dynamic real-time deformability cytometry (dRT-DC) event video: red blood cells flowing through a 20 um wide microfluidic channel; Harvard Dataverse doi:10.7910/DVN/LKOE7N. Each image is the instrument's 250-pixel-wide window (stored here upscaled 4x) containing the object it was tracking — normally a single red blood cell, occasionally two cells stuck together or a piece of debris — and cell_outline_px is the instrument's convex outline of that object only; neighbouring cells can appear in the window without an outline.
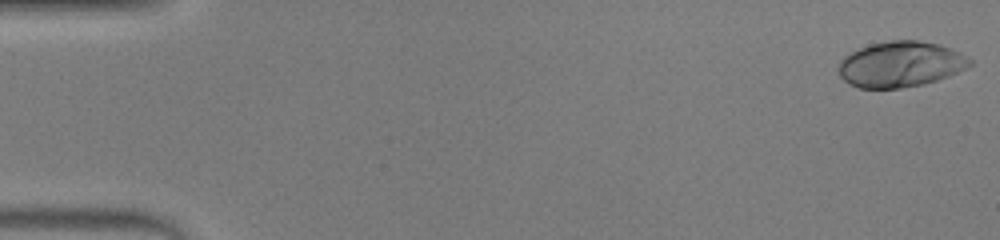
{"species": "human", "species_latin": "Homo sapiens", "temperature_condition": "warm", "stored_images_in_passage": 48, "camera_frame_rate_fps": 3000, "um_per_image_px": 0.085, "donor": {"sex": "male"}, "frame": {"image": 1, "passage_image": 1, "time_ms": 0.0, "image_size_px": [1000, 240], "cell_outline_px": [[972, 64], [948, 76], [924, 84], [900, 88], [860, 88], [848, 84], [840, 76], [836, 68], [840, 60], [848, 52], [872, 44], [892, 40], [916, 40], [940, 44], [960, 52], [972, 60]], "centroid_in_image_um": [76.5, 5.46], "position_along_channel_um": 8.5, "area_um2": 35.03}}
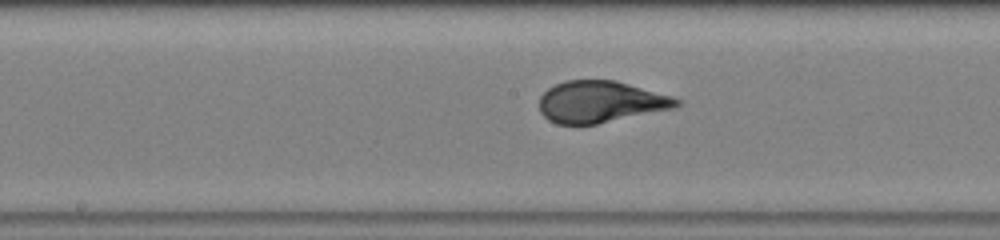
{"frame": {"image": 2, "passage_image": 25, "time_ms": 8.0, "image_size_px": [1000, 240], "cell_outline_px": [[680, 104], [676, 108], [596, 124], [556, 124], [548, 120], [540, 112], [540, 96], [548, 88], [564, 80], [616, 80], [672, 96], [680, 100]], "centroid_in_image_um": [51.04, 8.65], "position_along_channel_um": 197.2, "area_um2": 33.35}}
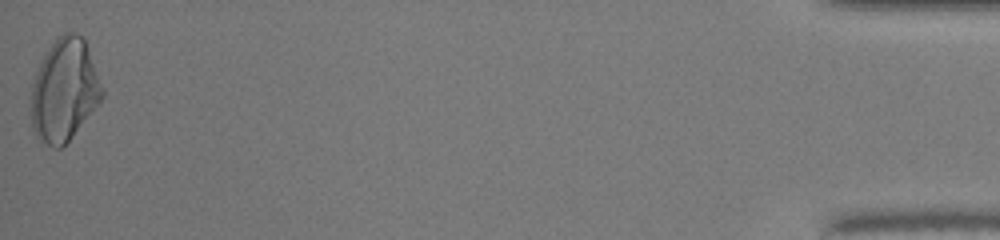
{"frame": {"image": 3, "passage_image": 48, "time_ms": 15.667, "image_size_px": [1000, 240], "cell_outline_px": [[104, 96], [72, 136], [60, 148], [52, 148], [36, 136], [32, 128], [28, 104], [32, 84], [40, 60], [56, 36], [64, 32], [76, 32], [84, 36], [104, 92]], "centroid_in_image_um": [5.42, 7.63], "position_along_channel_um": 429.8, "area_um2": 42.89}, "authors_computed_cell_mechanics": {"area_um2": 34.0731, "velocity_mm_per_s": 4.2906, "shape_relaxation_time_tau1_ms": 4.5118, "shape_relaxation_time_tau2_ms": null, "deformation_change_tau1": 0.2417, "deformation_change_tau2": null}}